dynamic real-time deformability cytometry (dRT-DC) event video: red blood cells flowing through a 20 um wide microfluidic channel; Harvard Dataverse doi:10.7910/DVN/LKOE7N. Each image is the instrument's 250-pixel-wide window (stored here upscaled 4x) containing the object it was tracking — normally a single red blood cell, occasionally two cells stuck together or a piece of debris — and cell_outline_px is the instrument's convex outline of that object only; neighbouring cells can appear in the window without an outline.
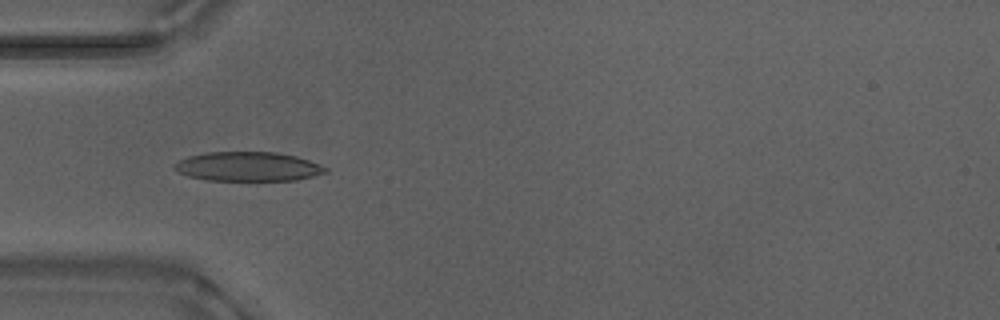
{"species": "Egyptian fruit bat (a non-hibernating species)", "species_latin": "Rousettus aegyptiacus", "temperature_condition": "warm", "stored_images_in_passage": 53, "camera_frame_rate_fps": 3000, "um_per_image_px": 0.085, "animal": {"sex": "male"}, "frame": {"image": 1, "passage_image": 17, "time_ms": 5.333, "image_size_px": [1000, 320], "cell_outline_px": [[328, 172], [296, 180], [208, 180], [188, 176], [172, 168], [172, 164], [188, 156], [204, 152], [276, 152], [296, 156], [320, 164], [328, 168]], "centroid_in_image_um": [21.07, 14.15], "position_along_channel_um": 63.9, "area_um2": 25.78}}
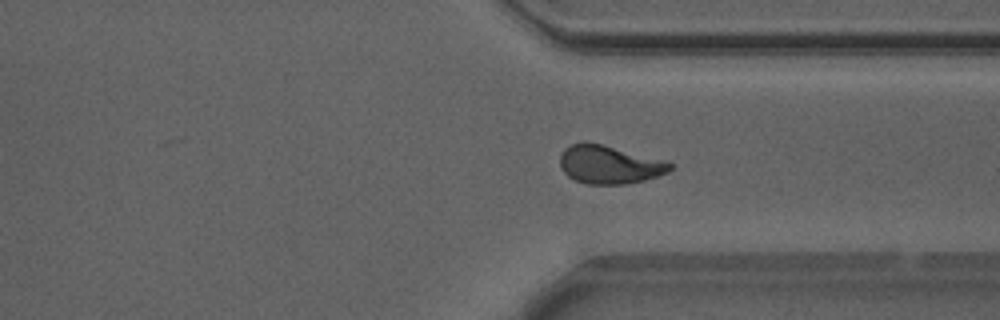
{"frame": {"image": 2, "passage_image": 40, "time_ms": 13.0, "image_size_px": [1000, 320], "cell_outline_px": [[672, 168], [668, 172], [644, 180], [624, 184], [588, 184], [576, 180], [568, 176], [560, 168], [560, 156], [564, 148], [572, 144], [600, 144], [672, 164]], "centroid_in_image_um": [51.72, 14.03], "position_along_channel_um": 359.7, "area_um2": 23.52}}
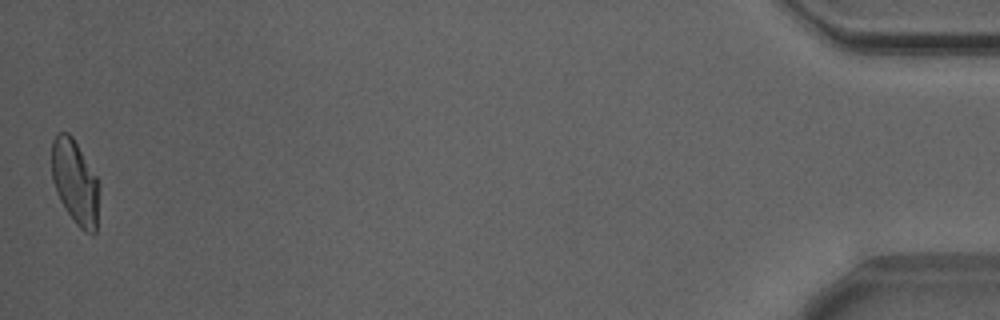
{"frame": {"image": 3, "passage_image": 53, "time_ms": 17.333, "image_size_px": [1000, 320], "cell_outline_px": [[96, 232], [84, 232], [76, 224], [64, 208], [56, 192], [52, 180], [52, 140], [56, 132], [68, 132], [72, 136], [96, 176]], "centroid_in_image_um": [6.31, 15.43], "position_along_channel_um": 428.9, "area_um2": 22.66}, "authors_computed_cell_mechanics": {"area_um2": 24.1604, "velocity_mm_per_s": 3.8672, "shape_relaxation_time_tau1_ms": 4.3635, "shape_relaxation_time_tau2_ms": 1.0832, "deformation_change_tau1": 0.1703, "deformation_change_tau2": 0.0775}}